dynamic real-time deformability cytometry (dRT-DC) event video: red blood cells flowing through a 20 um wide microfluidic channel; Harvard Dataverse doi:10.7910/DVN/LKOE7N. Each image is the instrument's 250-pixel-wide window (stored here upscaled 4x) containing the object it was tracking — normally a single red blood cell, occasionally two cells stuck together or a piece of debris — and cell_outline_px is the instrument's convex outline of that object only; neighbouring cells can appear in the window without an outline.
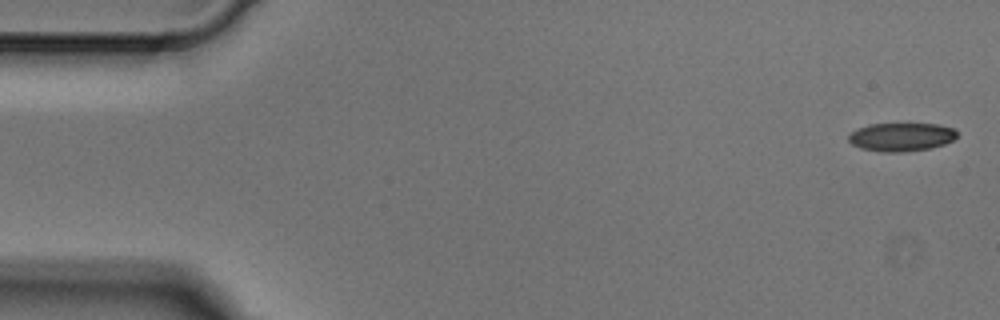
{"species": "Egyptian fruit bat (a non-hibernating species)", "species_latin": "Rousettus aegyptiacus", "temperature_condition": "cold", "stored_images_in_passage": 6, "camera_frame_rate_fps": 3000, "um_per_image_px": 0.085, "animal": {"sex": "male"}, "frame": {"image": 1, "passage_image": 1, "time_ms": 0.0, "image_size_px": [1000, 320], "cell_outline_px": [[956, 136], [952, 140], [944, 144], [932, 148], [904, 152], [880, 152], [860, 148], [852, 144], [848, 140], [848, 136], [856, 128], [868, 124], [940, 124], [952, 128], [956, 132]], "centroid_in_image_um": [76.57, 11.65], "position_along_channel_um": 8.4, "area_um2": 18.03}}
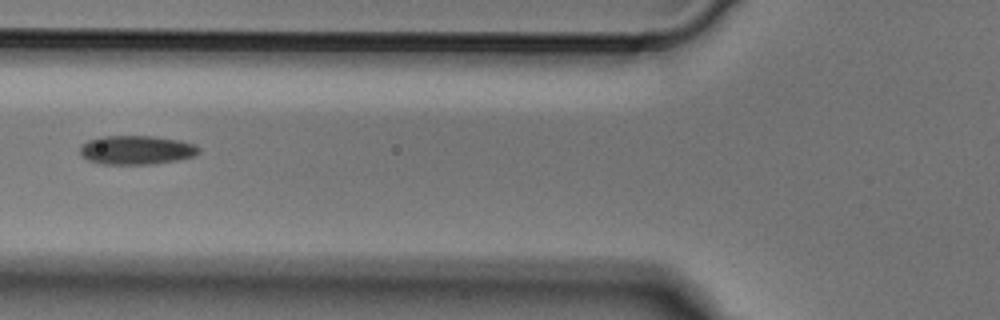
{"frame": {"image": 2, "passage_image": 5, "time_ms": 1.333, "image_size_px": [1000, 320], "cell_outline_px": [[200, 152], [196, 156], [176, 160], [148, 164], [104, 164], [88, 160], [80, 152], [80, 148], [88, 140], [100, 136], [156, 136], [180, 140], [196, 144], [200, 148]], "centroid_in_image_um": [11.65, 12.74], "position_along_channel_um": 114.1, "area_um2": 20.06}}
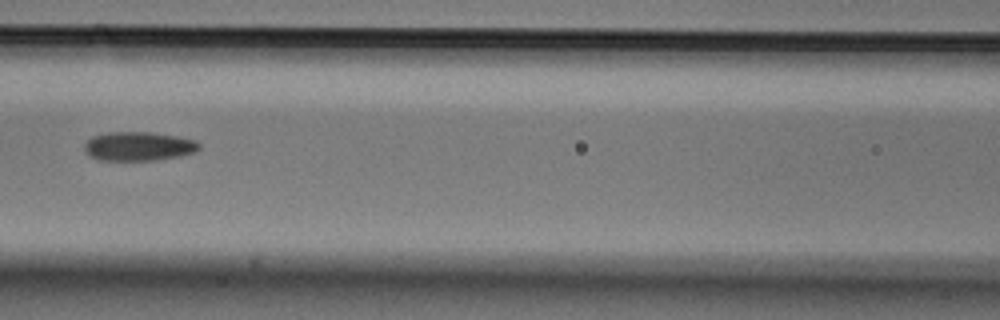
{"frame": {"image": 3, "passage_image": 6, "time_ms": 1.667, "image_size_px": [1000, 320], "cell_outline_px": [[200, 148], [196, 152], [180, 156], [156, 160], [96, 160], [88, 156], [84, 152], [84, 144], [92, 136], [108, 132], [152, 132], [176, 136], [196, 140], [200, 144]], "centroid_in_image_um": [11.76, 12.44], "position_along_channel_um": 154.8, "area_um2": 19.65}}